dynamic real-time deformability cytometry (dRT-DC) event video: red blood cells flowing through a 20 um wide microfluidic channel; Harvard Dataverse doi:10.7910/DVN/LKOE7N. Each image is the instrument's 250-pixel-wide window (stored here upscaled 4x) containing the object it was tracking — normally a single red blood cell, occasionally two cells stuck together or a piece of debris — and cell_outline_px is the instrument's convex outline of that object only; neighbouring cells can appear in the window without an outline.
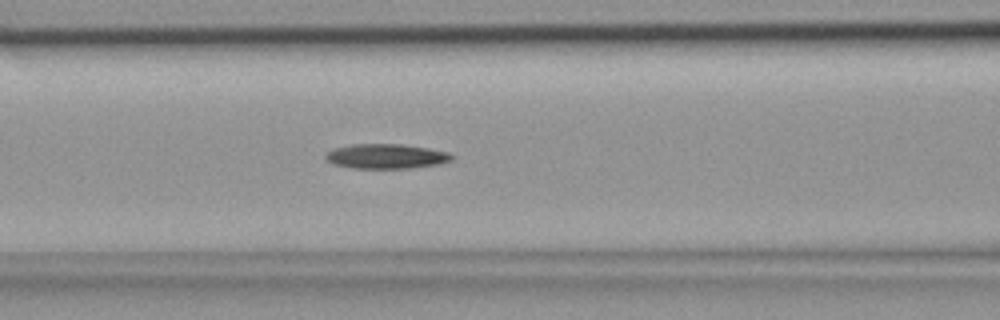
{"species": "common noctule bat (a hibernating species)", "species_latin": "Nyctalus noctula", "temperature_condition": "room temperature", "stored_images_in_passage": 38, "camera_frame_rate_fps": 3000, "um_per_image_px": 0.085, "animal": {"sex": "female", "body_mass_g": 18.4}, "frame": {"image": 1, "passage_image": 12, "time_ms": 3.667, "image_size_px": [1000, 320], "cell_outline_px": [[452, 160], [440, 164], [408, 168], [352, 168], [332, 164], [324, 156], [328, 152], [336, 148], [352, 144], [400, 144], [428, 148], [448, 152], [452, 156]], "centroid_in_image_um": [32.82, 13.29], "position_along_channel_um": 133.8, "area_um2": 18.03}}
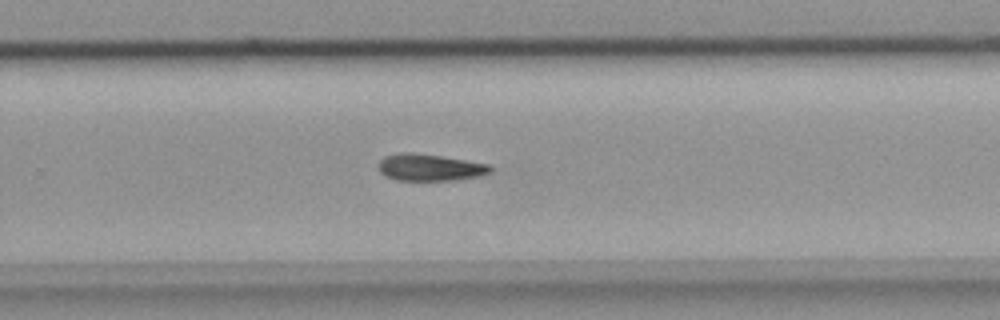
{"frame": {"image": 2, "passage_image": 22, "time_ms": 7.0, "image_size_px": [1000, 320], "cell_outline_px": [[492, 168], [488, 172], [480, 176], [456, 180], [396, 180], [384, 176], [380, 172], [380, 160], [384, 156], [440, 156], [488, 164]], "centroid_in_image_um": [36.59, 14.3], "position_along_channel_um": 293.2, "area_um2": 16.36}}
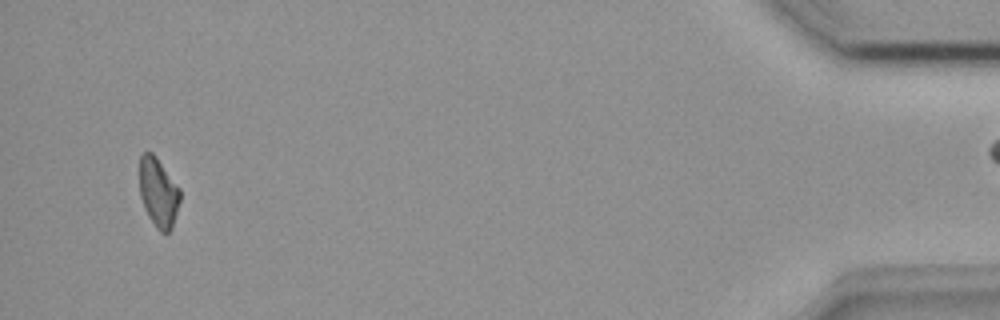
{"frame": {"image": 3, "passage_image": 35, "time_ms": 11.333, "image_size_px": [1000, 320], "cell_outline_px": [[180, 200], [172, 228], [168, 232], [160, 232], [156, 228], [148, 216], [144, 208], [140, 196], [140, 156], [144, 152], [152, 152], [156, 156], [180, 188]], "centroid_in_image_um": [13.46, 16.36], "position_along_channel_um": 421.7, "area_um2": 16.36}}